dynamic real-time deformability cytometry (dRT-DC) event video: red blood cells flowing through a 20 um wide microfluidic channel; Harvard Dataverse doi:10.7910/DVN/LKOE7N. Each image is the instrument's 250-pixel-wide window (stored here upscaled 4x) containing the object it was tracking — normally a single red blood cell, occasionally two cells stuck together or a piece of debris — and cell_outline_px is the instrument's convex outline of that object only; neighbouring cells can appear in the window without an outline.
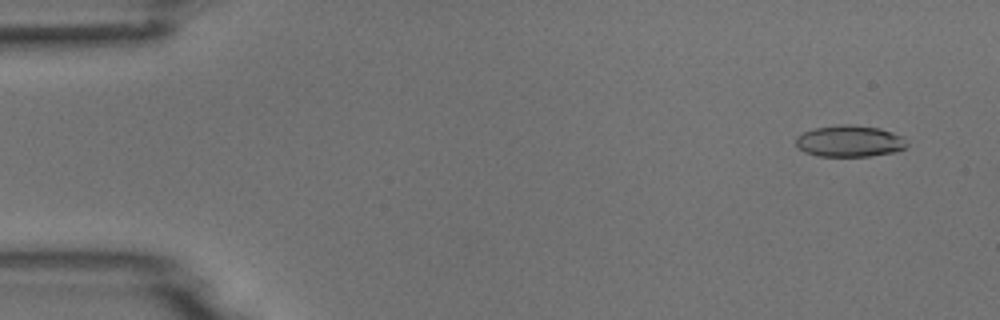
{"species": "common noctule bat (a hibernating species)", "species_latin": "Nyctalus noctula", "temperature_condition": "room temperature", "stored_images_in_passage": 5, "camera_frame_rate_fps": 3000, "um_per_image_px": 0.085, "animal": {"sex": "male", "body_mass_g": 18.8}, "frame": {"image": 1, "passage_image": 1, "time_ms": 0.0, "image_size_px": [1000, 320], "cell_outline_px": [[908, 144], [904, 148], [896, 152], [868, 156], [816, 156], [804, 152], [796, 144], [796, 136], [804, 132], [816, 128], [840, 124], [852, 124], [880, 128], [904, 136]], "centroid_in_image_um": [72.24, 11.99], "position_along_channel_um": 12.8, "area_um2": 20.52}}
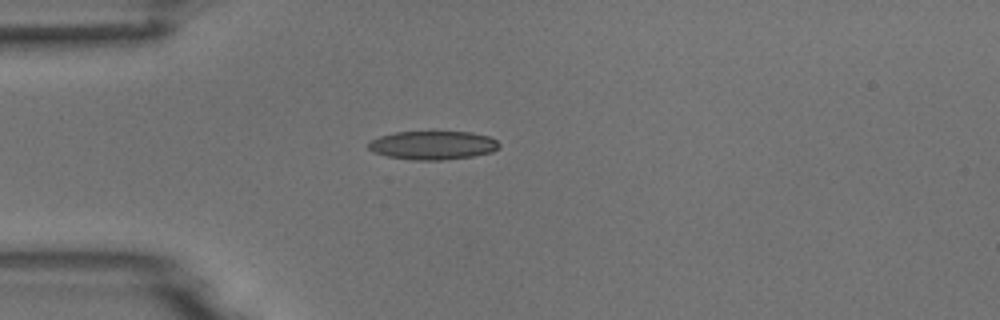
{"frame": {"image": 2, "passage_image": 3, "time_ms": 3.667, "image_size_px": [1000, 320], "cell_outline_px": [[500, 148], [492, 152], [472, 156], [444, 160], [412, 160], [388, 156], [372, 152], [368, 148], [368, 144], [372, 140], [380, 136], [396, 132], [472, 132], [488, 136], [496, 140], [500, 144]], "centroid_in_image_um": [36.81, 12.35], "position_along_channel_um": 48.2, "area_um2": 21.79}}